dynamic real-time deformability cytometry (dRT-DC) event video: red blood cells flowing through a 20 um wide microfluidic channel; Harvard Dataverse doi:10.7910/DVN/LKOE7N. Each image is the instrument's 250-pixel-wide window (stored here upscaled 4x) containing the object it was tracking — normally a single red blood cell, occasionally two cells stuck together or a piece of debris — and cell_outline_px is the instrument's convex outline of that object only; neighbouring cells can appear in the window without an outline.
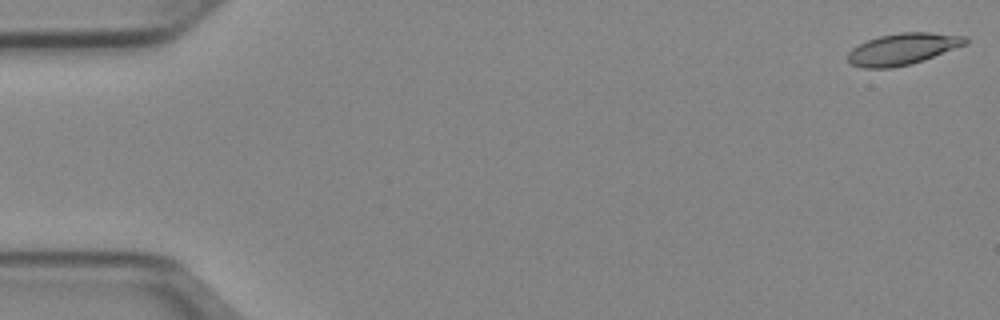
{"species": "Egyptian fruit bat (a non-hibernating species)", "species_latin": "Rousettus aegyptiacus", "temperature_condition": "cold", "stored_images_in_passage": 51, "camera_frame_rate_fps": 3000, "um_per_image_px": 0.085, "animal": {"sex": "female"}, "frame": {"image": 1, "passage_image": 1, "time_ms": 0.0, "image_size_px": [1000, 320], "cell_outline_px": [[968, 44], [924, 60], [912, 64], [892, 68], [864, 68], [852, 64], [848, 60], [848, 52], [852, 48], [868, 40], [880, 36], [900, 32], [932, 32], [968, 36]], "centroid_in_image_um": [76.79, 4.16], "position_along_channel_um": 8.2, "area_um2": 21.73}}
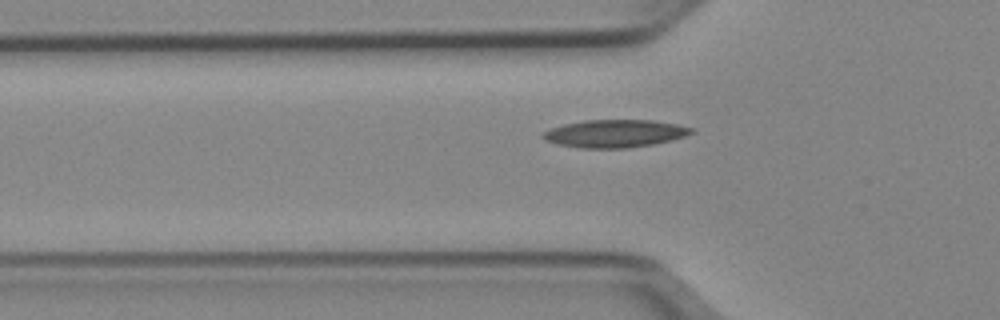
{"frame": {"image": 2, "passage_image": 17, "time_ms": 5.333, "image_size_px": [1000, 320], "cell_outline_px": [[696, 132], [672, 140], [652, 144], [628, 148], [580, 148], [556, 144], [544, 140], [540, 136], [544, 132], [552, 128], [564, 124], [584, 120], [652, 120], [676, 124], [692, 128]], "centroid_in_image_um": [52.24, 11.35], "position_along_channel_um": 73.6, "area_um2": 23.99}}
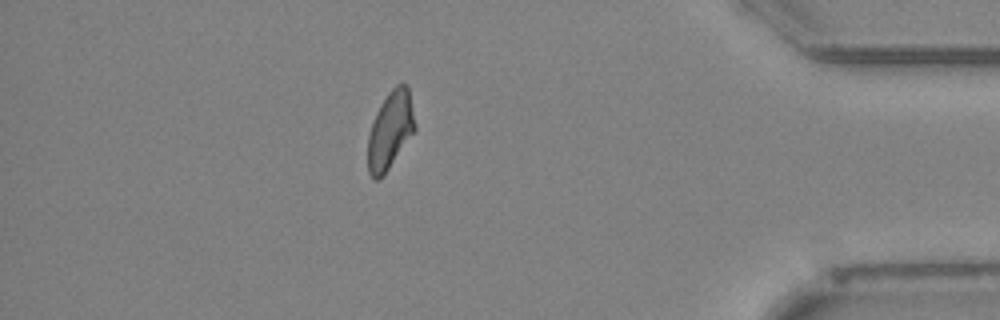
{"frame": {"image": 3, "passage_image": 45, "time_ms": 14.667, "image_size_px": [1000, 320], "cell_outline_px": [[416, 128], [384, 176], [380, 180], [376, 180], [368, 172], [368, 136], [376, 112], [380, 104], [388, 92], [396, 84], [404, 84], [408, 88], [416, 124]], "centroid_in_image_um": [33.16, 11.09], "position_along_channel_um": 402.0, "area_um2": 21.15}, "authors_computed_cell_mechanics": {"area_um2": 22.0218, "velocity_mm_per_s": 3.9405, "shape_relaxation_time_tau1_ms": 6.0583, "shape_relaxation_time_tau2_ms": 3.2428, "deformation_change_tau1": 0.1569, "deformation_change_tau2": 0.0964}}